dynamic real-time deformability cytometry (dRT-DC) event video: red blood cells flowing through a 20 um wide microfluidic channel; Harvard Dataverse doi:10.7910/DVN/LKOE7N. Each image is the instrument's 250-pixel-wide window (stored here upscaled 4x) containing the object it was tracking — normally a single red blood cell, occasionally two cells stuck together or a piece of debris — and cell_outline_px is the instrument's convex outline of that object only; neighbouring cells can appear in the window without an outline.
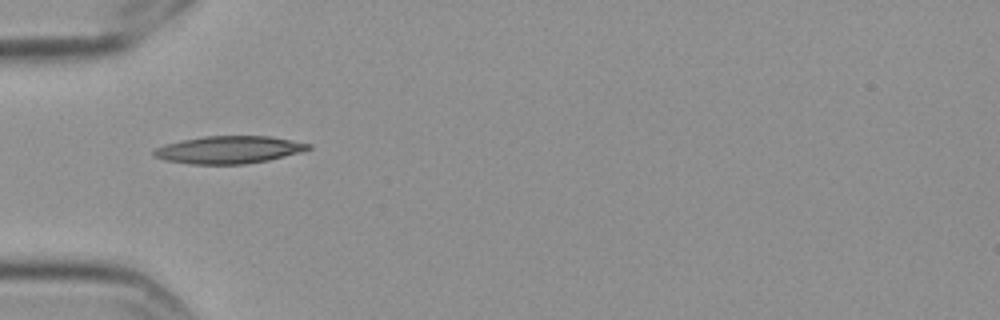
{"species": "Egyptian fruit bat (a non-hibernating species)", "species_latin": "Rousettus aegyptiacus", "temperature_condition": "cold", "stored_images_in_passage": 6, "camera_frame_rate_fps": 3000, "um_per_image_px": 0.085, "frame": {"image": 1, "passage_image": 1, "time_ms": 0.0, "image_size_px": [1000, 320], "cell_outline_px": [[312, 148], [300, 152], [268, 160], [244, 164], [188, 164], [164, 160], [152, 156], [152, 152], [156, 148], [164, 144], [180, 140], [204, 136], [272, 136], [312, 144]], "centroid_in_image_um": [19.42, 12.72], "position_along_channel_um": 65.6, "area_um2": 24.91}}
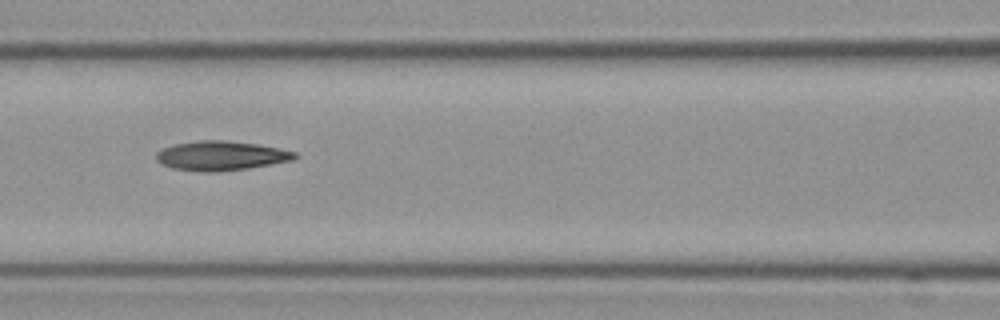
{"frame": {"image": 2, "passage_image": 3, "time_ms": 0.667, "image_size_px": [1000, 320], "cell_outline_px": [[300, 156], [292, 160], [248, 168], [216, 172], [204, 172], [172, 168], [156, 160], [156, 152], [164, 148], [176, 144], [200, 140], [224, 140], [256, 144], [280, 148], [296, 152]], "centroid_in_image_um": [18.81, 13.24], "position_along_channel_um": 147.8, "area_um2": 23.58}}
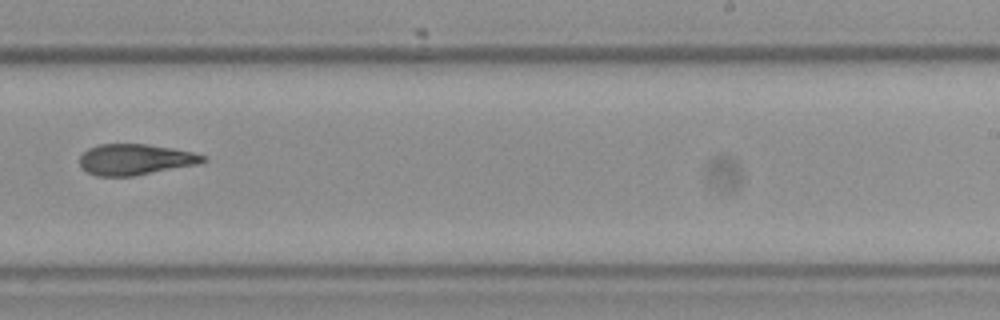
{"frame": {"image": 3, "passage_image": 6, "time_ms": 1.667, "image_size_px": [1000, 320], "cell_outline_px": [[208, 160], [200, 164], [132, 176], [96, 176], [88, 172], [80, 164], [80, 156], [88, 148], [100, 144], [148, 144], [172, 148], [192, 152], [204, 156]], "centroid_in_image_um": [11.52, 13.55], "position_along_channel_um": 277.5, "area_um2": 22.14}}